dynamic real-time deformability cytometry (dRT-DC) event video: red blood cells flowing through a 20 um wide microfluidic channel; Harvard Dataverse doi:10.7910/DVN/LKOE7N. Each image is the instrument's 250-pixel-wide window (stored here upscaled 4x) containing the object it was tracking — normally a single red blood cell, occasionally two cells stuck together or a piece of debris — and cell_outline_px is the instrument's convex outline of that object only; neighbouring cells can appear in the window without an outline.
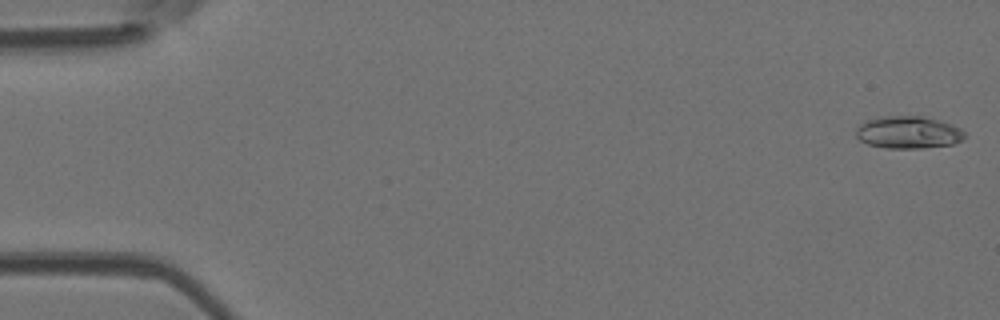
{"species": "Egyptian fruit bat (a non-hibernating species)", "species_latin": "Rousettus aegyptiacus", "temperature_condition": "room temperature", "stored_images_in_passage": 52, "camera_frame_rate_fps": 3000, "um_per_image_px": 0.085, "animal": {"sex": "female"}, "frame": {"image": 1, "passage_image": 1, "time_ms": 0.0, "image_size_px": [1000, 320], "cell_outline_px": [[964, 136], [960, 140], [952, 144], [920, 148], [884, 148], [868, 144], [860, 140], [856, 136], [856, 128], [860, 124], [868, 120], [884, 116], [920, 116], [952, 124], [960, 128], [964, 132]], "centroid_in_image_um": [77.17, 11.25], "position_along_channel_um": 7.8, "area_um2": 20.23}}
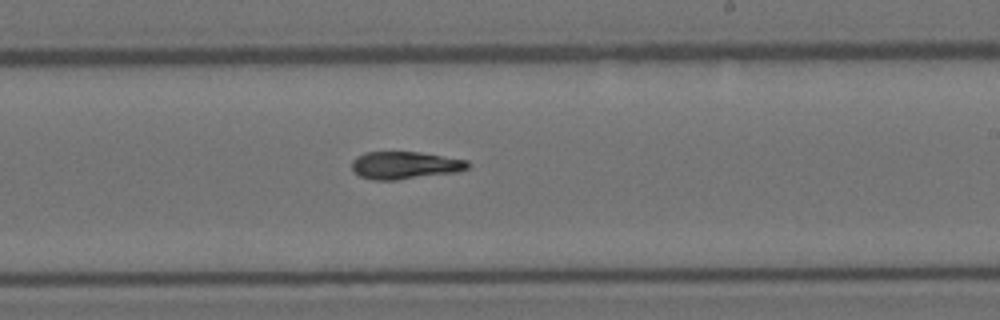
{"frame": {"image": 2, "passage_image": 31, "time_ms": 10.0, "image_size_px": [1000, 320], "cell_outline_px": [[472, 164], [468, 168], [456, 172], [396, 180], [372, 180], [360, 176], [352, 172], [352, 160], [356, 156], [364, 152], [420, 152], [468, 160]], "centroid_in_image_um": [34.4, 14.04], "position_along_channel_um": 254.6, "area_um2": 18.79}}
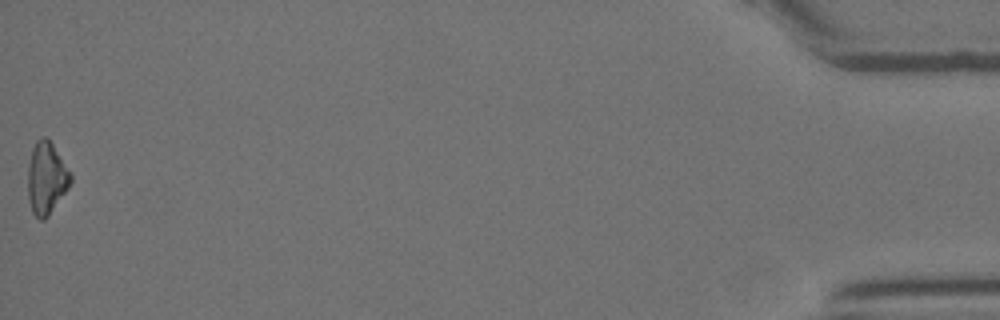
{"frame": {"image": 3, "passage_image": 52, "time_ms": 17.0, "image_size_px": [1000, 320], "cell_outline_px": [[72, 180], [68, 188], [48, 216], [44, 220], [40, 220], [32, 212], [28, 200], [28, 164], [32, 148], [36, 140], [40, 136], [48, 136], [72, 176]], "centroid_in_image_um": [3.93, 15.12], "position_along_channel_um": 431.3, "area_um2": 18.03}, "authors_computed_cell_mechanics": {"area_um2": 18.9295, "velocity_mm_per_s": 3.9127, "shape_relaxation_time_tau1_ms": 8.6056, "shape_relaxation_time_tau2_ms": 7.3872, "deformation_change_tau1": 0.2309, "deformation_change_tau2": 0.1572}}